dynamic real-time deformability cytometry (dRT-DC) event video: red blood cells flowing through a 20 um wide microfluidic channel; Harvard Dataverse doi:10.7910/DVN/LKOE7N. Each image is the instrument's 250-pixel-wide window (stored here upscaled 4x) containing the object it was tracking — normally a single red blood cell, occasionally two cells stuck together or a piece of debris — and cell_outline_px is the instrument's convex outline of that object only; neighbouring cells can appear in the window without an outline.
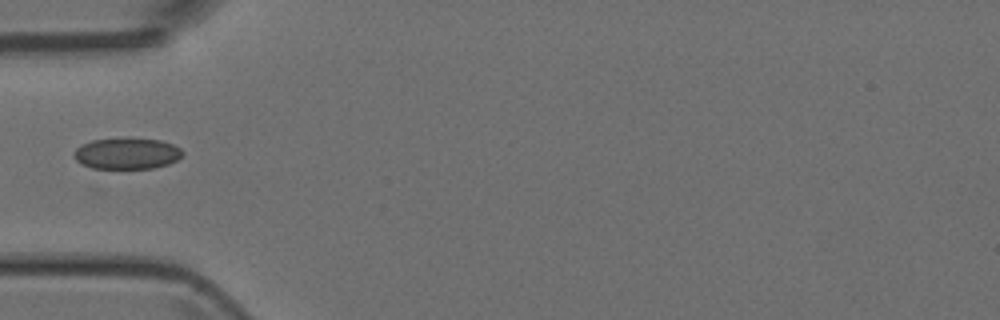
{"species": "Egyptian fruit bat (a non-hibernating species)", "species_latin": "Rousettus aegyptiacus", "temperature_condition": "room temperature", "stored_images_in_passage": 5, "camera_frame_rate_fps": 3000, "um_per_image_px": 0.085, "animal": {"sex": "female"}, "frame": {"image": 1, "passage_image": 4, "time_ms": 3.333, "image_size_px": [1000, 320], "cell_outline_px": [[184, 152], [176, 160], [168, 164], [152, 168], [92, 168], [80, 164], [76, 160], [76, 148], [80, 144], [92, 140], [128, 136], [160, 140], [172, 144], [180, 148]], "centroid_in_image_um": [10.78, 13.01], "position_along_channel_um": 74.2, "area_um2": 20.06}}
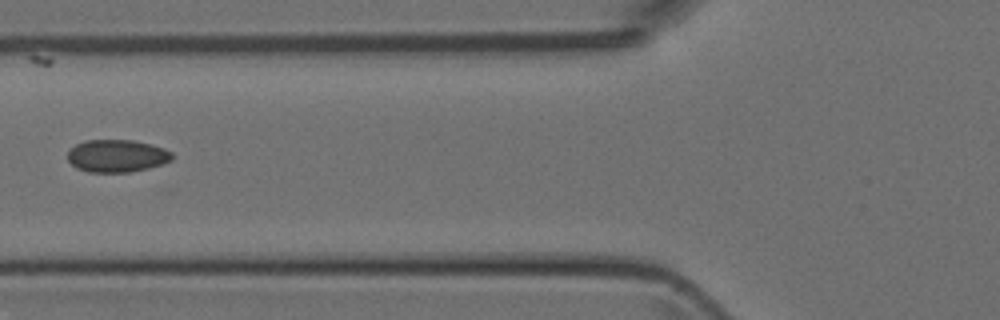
{"frame": {"image": 2, "passage_image": 5, "time_ms": 4.333, "image_size_px": [1000, 320], "cell_outline_px": [[172, 160], [148, 168], [128, 172], [88, 172], [76, 168], [68, 160], [68, 152], [76, 144], [84, 140], [132, 140], [164, 148], [172, 152]], "centroid_in_image_um": [9.91, 13.25], "position_along_channel_um": 115.9, "area_um2": 19.65}}